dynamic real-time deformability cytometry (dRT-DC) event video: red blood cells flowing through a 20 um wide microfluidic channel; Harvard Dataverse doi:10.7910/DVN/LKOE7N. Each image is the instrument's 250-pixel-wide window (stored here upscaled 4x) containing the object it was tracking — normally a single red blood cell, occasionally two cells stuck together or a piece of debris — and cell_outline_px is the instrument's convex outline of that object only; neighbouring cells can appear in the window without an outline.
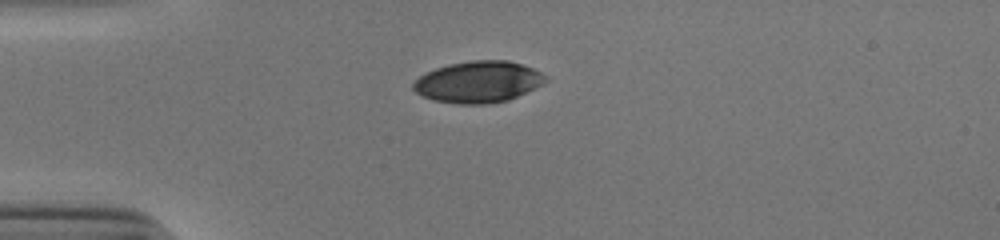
{"species": "human", "species_latin": "Homo sapiens", "temperature_condition": "cold", "stored_images_in_passage": 36, "camera_frame_rate_fps": 3000, "um_per_image_px": 0.085, "donor": {"sex": "male"}, "frame": {"image": 1, "passage_image": 1, "time_ms": 0.0, "image_size_px": [1000, 240], "cell_outline_px": [[548, 80], [544, 84], [508, 100], [484, 104], [456, 104], [432, 100], [416, 92], [412, 88], [412, 84], [424, 72], [448, 64], [472, 60], [508, 60], [532, 68], [548, 76]], "centroid_in_image_um": [40.65, 6.96], "position_along_channel_um": 44.3, "area_um2": 32.08}}
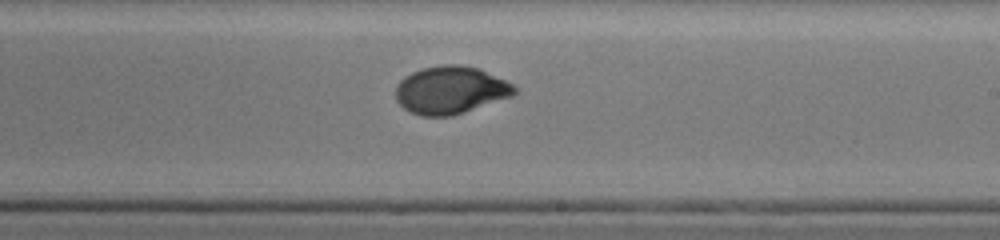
{"frame": {"image": 2, "passage_image": 19, "time_ms": 6.0, "image_size_px": [1000, 240], "cell_outline_px": [[516, 92], [512, 96], [452, 116], [420, 116], [408, 112], [396, 100], [396, 84], [404, 76], [412, 72], [424, 68], [444, 64], [460, 64], [480, 68], [512, 84], [516, 88]], "centroid_in_image_um": [38.26, 7.66], "position_along_channel_um": 250.7, "area_um2": 33.06}}
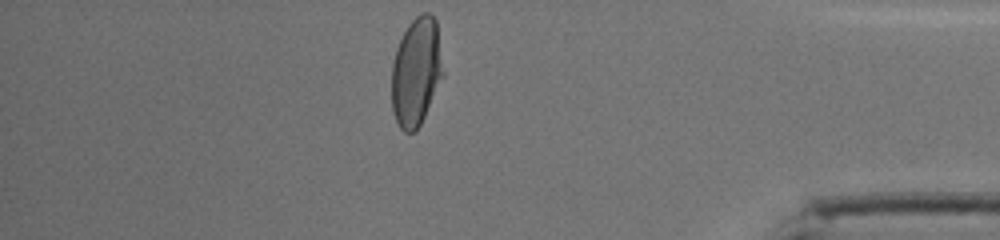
{"frame": {"image": 3, "passage_image": 33, "time_ms": 10.667, "image_size_px": [1000, 240], "cell_outline_px": [[444, 76], [416, 132], [404, 132], [400, 128], [396, 120], [392, 108], [392, 64], [396, 48], [408, 24], [420, 12], [428, 12], [436, 20], [444, 72]], "centroid_in_image_um": [35.38, 6.09], "position_along_channel_um": 399.8, "area_um2": 32.54}, "authors_computed_cell_mechanics": {"area_um2": 33.0616, "velocity_mm_per_s": 3.8831, "shape_relaxation_time_tau1_ms": 3.8429, "shape_relaxation_time_tau2_ms": 0.856, "deformation_change_tau1": 0.1719, "deformation_change_tau2": 0.0344}}